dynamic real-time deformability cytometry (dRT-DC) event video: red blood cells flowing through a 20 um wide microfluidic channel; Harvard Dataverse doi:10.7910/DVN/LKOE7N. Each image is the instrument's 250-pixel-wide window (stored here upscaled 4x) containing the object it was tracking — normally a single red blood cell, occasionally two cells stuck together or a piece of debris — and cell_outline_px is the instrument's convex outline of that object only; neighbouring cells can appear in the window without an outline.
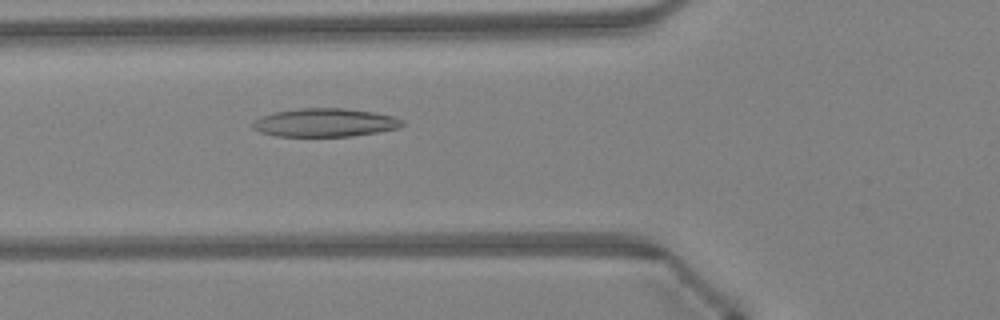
{"species": "Egyptian fruit bat (a non-hibernating species)", "species_latin": "Rousettus aegyptiacus", "temperature_condition": "warm", "stored_images_in_passage": 32, "camera_frame_rate_fps": 3000, "um_per_image_px": 0.085, "animal": {"sex": "female"}, "frame": {"image": 1, "passage_image": 6, "time_ms": 1.667, "image_size_px": [1000, 320], "cell_outline_px": [[404, 124], [400, 128], [352, 136], [276, 136], [260, 132], [252, 128], [252, 124], [260, 116], [272, 112], [300, 108], [344, 108], [376, 112], [392, 116], [404, 120]], "centroid_in_image_um": [27.62, 10.41], "position_along_channel_um": 98.2, "area_um2": 24.85}}
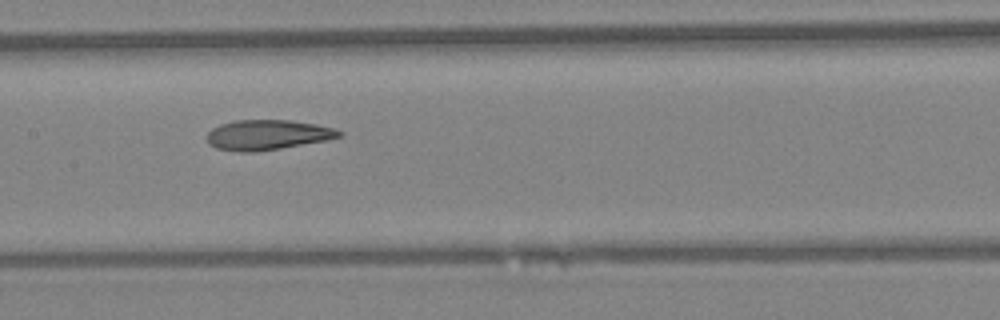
{"frame": {"image": 2, "passage_image": 12, "time_ms": 3.667, "image_size_px": [1000, 320], "cell_outline_px": [[344, 136], [328, 140], [256, 152], [240, 152], [216, 148], [208, 144], [208, 132], [212, 128], [220, 124], [236, 120], [288, 120], [316, 124], [336, 128], [344, 132]], "centroid_in_image_um": [22.78, 11.46], "position_along_channel_um": 184.6, "area_um2": 23.29}}
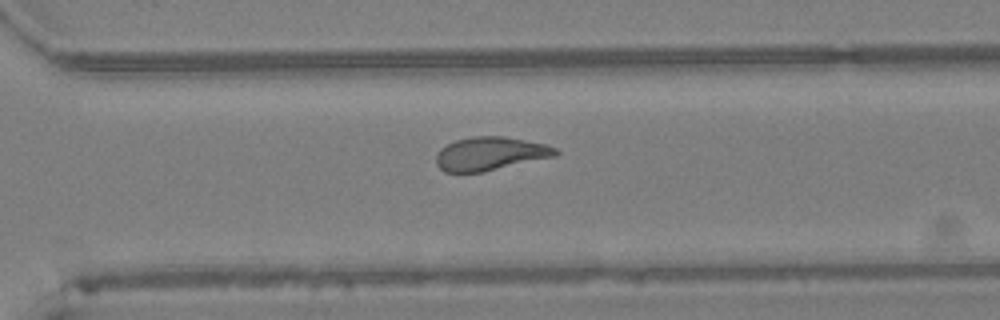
{"frame": {"image": 3, "passage_image": 22, "time_ms": 7.0, "image_size_px": [1000, 320], "cell_outline_px": [[560, 152], [556, 156], [484, 172], [444, 172], [436, 164], [436, 156], [440, 148], [456, 140], [472, 136], [504, 136], [544, 144], [556, 148]], "centroid_in_image_um": [41.66, 13.07], "position_along_channel_um": 328.9, "area_um2": 23.29}, "authors_computed_cell_mechanics": {"area_um2": 23.2934, "velocity_mm_per_s": 4.3447, "shape_relaxation_time_tau1_ms": 8.6175, "shape_relaxation_time_tau2_ms": 2.2682, "deformation_change_tau1": 0.2354, "deformation_change_tau2": 0.0977}}